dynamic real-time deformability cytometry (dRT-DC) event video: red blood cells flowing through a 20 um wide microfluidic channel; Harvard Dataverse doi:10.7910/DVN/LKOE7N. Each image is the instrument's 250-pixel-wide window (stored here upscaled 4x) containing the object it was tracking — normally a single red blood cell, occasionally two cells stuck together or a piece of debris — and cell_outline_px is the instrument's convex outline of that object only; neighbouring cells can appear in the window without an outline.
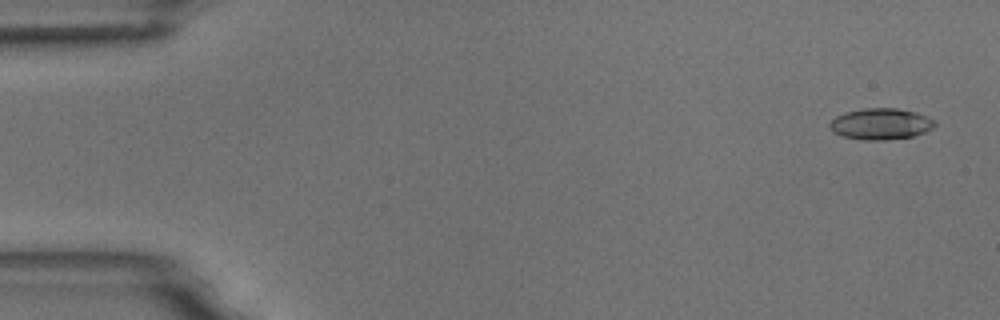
{"species": "common noctule bat (a hibernating species)", "species_latin": "Nyctalus noctula", "temperature_condition": "room temperature", "stored_images_in_passage": 53, "camera_frame_rate_fps": 3000, "um_per_image_px": 0.085, "animal": {"sex": "male", "body_mass_g": 18.8}, "frame": {"image": 1, "passage_image": 1, "time_ms": 0.0, "image_size_px": [1000, 320], "cell_outline_px": [[936, 124], [932, 128], [924, 132], [912, 136], [884, 140], [864, 140], [844, 136], [832, 132], [828, 124], [836, 116], [844, 112], [864, 108], [900, 108], [916, 112], [932, 120]], "centroid_in_image_um": [74.82, 10.52], "position_along_channel_um": 10.2, "area_um2": 19.02}}
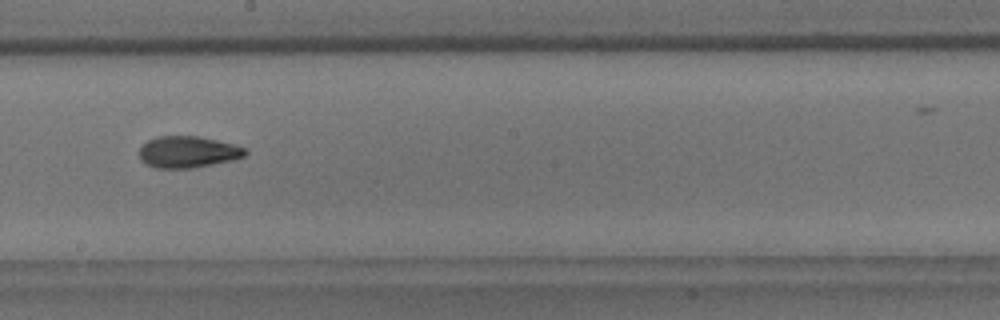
{"frame": {"image": 2, "passage_image": 29, "time_ms": 9.333, "image_size_px": [1000, 320], "cell_outline_px": [[248, 152], [244, 156], [232, 160], [192, 168], [156, 168], [140, 160], [140, 148], [148, 140], [156, 136], [196, 136], [216, 140], [232, 144], [244, 148]], "centroid_in_image_um": [15.95, 12.91], "position_along_channel_um": 232.3, "area_um2": 19.25}}
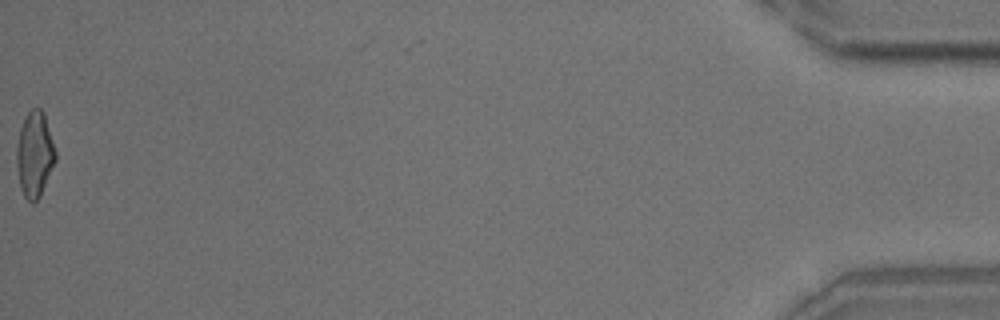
{"frame": {"image": 3, "passage_image": 53, "time_ms": 17.333, "image_size_px": [1000, 320], "cell_outline_px": [[56, 160], [40, 196], [32, 204], [24, 196], [20, 188], [16, 168], [16, 144], [20, 128], [28, 112], [32, 108], [40, 108], [44, 112], [56, 152]], "centroid_in_image_um": [2.93, 13.13], "position_along_channel_um": 432.3, "area_um2": 19.48}, "authors_computed_cell_mechanics": {"area_um2": 19.0162, "velocity_mm_per_s": 3.7455, "shape_relaxation_time_tau1_ms": 3.9939, "shape_relaxation_time_tau2_ms": 2.8678, "deformation_change_tau1": 0.1733, "deformation_change_tau2": 0.0999}}